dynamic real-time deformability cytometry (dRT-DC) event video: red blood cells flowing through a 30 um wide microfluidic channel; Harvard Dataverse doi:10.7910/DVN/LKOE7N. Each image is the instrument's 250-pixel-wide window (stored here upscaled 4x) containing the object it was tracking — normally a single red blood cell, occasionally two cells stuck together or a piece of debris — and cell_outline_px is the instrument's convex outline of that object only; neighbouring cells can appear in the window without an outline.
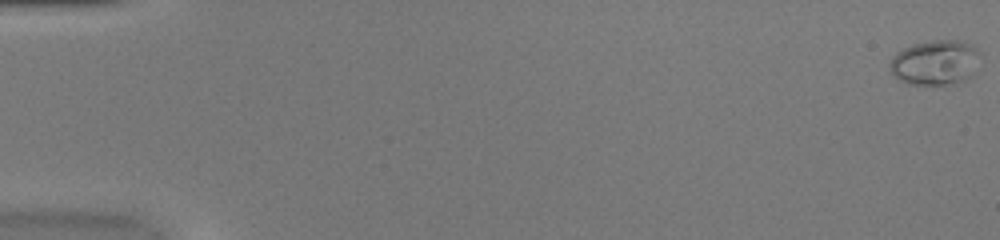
{"species": "common noctule bat (a hibernating species)", "species_latin": "Nyctalus noctula", "temperature_condition": "warm", "stored_images_in_passage": 52, "camera_frame_rate_fps": 3000, "um_per_image_px": 0.085, "animal": {"sex": "female", "body_mass_g": 20.0, "forearm_length_mm": 54.0}, "frame": {"image": 1, "passage_image": 1, "time_ms": 0.0, "image_size_px": [1000, 240], "cell_outline_px": [[980, 52], [972, 76], [964, 80], [944, 84], [908, 84], [892, 76], [888, 64], [892, 56], [896, 52], [912, 44], [932, 40], [960, 40], [972, 44]], "centroid_in_image_um": [79.45, 5.3], "position_along_channel_um": 5.6, "area_um2": 23.76}}
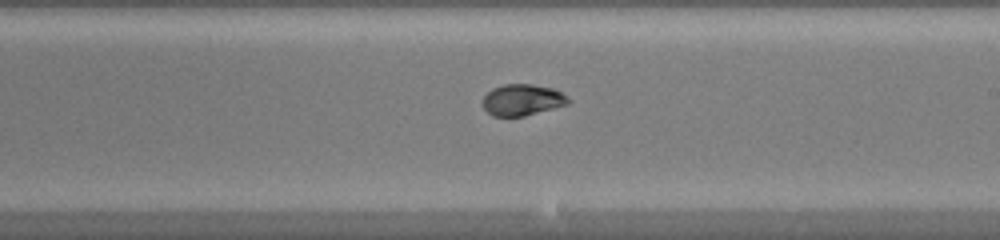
{"frame": {"image": 2, "passage_image": 32, "time_ms": 10.333, "image_size_px": [1000, 240], "cell_outline_px": [[572, 100], [568, 104], [524, 116], [492, 116], [484, 108], [480, 100], [492, 88], [504, 84], [532, 84], [552, 88], [560, 92]], "centroid_in_image_um": [44.37, 8.49], "position_along_channel_um": 244.6, "area_um2": 15.66}}
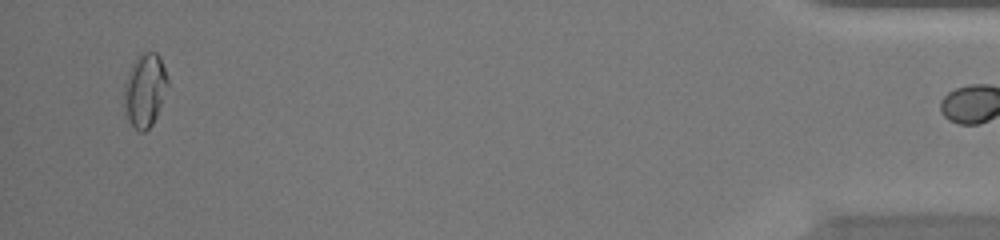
{"frame": {"image": 3, "passage_image": 51, "time_ms": 16.667, "image_size_px": [1000, 240], "cell_outline_px": [[168, 84], [156, 116], [152, 124], [144, 132], [140, 132], [128, 120], [124, 104], [124, 80], [128, 72], [140, 52], [156, 52], [160, 56], [168, 80]], "centroid_in_image_um": [12.3, 7.63], "position_along_channel_um": 422.9, "area_um2": 18.44}}